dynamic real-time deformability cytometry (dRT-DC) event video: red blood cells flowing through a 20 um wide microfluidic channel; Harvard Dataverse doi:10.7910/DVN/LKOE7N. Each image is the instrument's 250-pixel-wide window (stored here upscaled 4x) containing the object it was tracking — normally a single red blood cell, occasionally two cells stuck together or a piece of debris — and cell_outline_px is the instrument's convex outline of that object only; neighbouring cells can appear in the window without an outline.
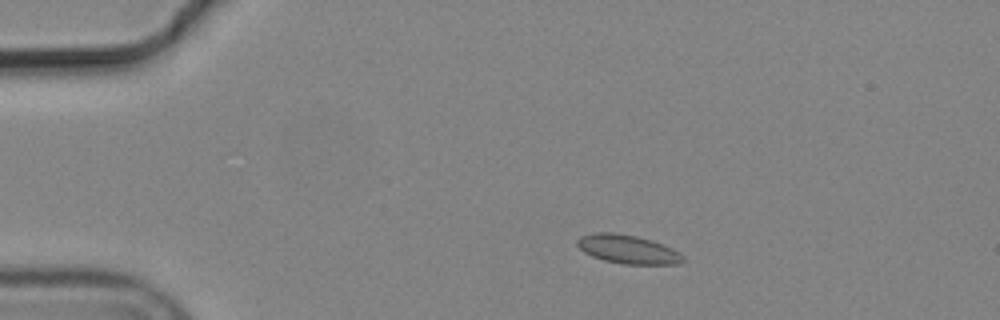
{"species": "common noctule bat (a hibernating species)", "species_latin": "Nyctalus noctula", "temperature_condition": "cold", "stored_images_in_passage": 3, "camera_frame_rate_fps": 3000, "um_per_image_px": 0.085, "animal": {"sex": "male", "body_mass_g": 19.2, "forearm_length_mm": 51.8}, "frame": {"image": 1, "passage_image": 2, "time_ms": 0.333, "image_size_px": [1000, 320], "cell_outline_px": [[688, 260], [680, 264], [624, 264], [604, 260], [592, 256], [584, 252], [576, 244], [576, 240], [580, 236], [596, 232], [612, 232], [636, 236], [652, 240], [664, 244], [680, 252]], "centroid_in_image_um": [53.41, 21.19], "position_along_channel_um": 31.6, "area_um2": 17.92}}